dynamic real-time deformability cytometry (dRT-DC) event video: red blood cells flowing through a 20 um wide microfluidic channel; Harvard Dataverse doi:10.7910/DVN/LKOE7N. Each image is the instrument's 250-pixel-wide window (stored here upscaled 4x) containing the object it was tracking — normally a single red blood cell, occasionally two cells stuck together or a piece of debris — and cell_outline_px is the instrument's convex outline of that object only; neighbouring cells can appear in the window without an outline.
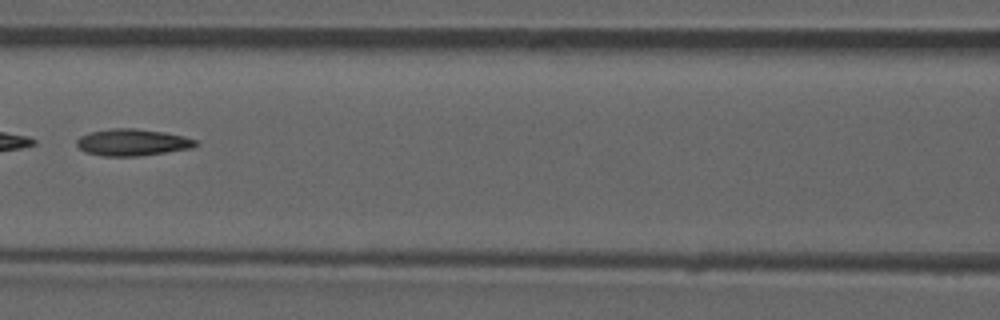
{"species": "common noctule bat (a hibernating species)", "species_latin": "Nyctalus noctula", "temperature_condition": "room temperature", "stored_images_in_passage": 6, "camera_frame_rate_fps": 3000, "um_per_image_px": 0.085, "animal": {"sex": "male", "forearm_length_mm": 52.5}, "frame": {"image": 1, "passage_image": 6, "time_ms": 6.0, "image_size_px": [1000, 320], "cell_outline_px": [[200, 144], [192, 148], [140, 156], [104, 156], [84, 152], [76, 144], [76, 140], [80, 136], [88, 132], [112, 128], [136, 128], [164, 132], [184, 136], [196, 140]], "centroid_in_image_um": [11.25, 12.1], "position_along_channel_um": 155.4, "area_um2": 18.73}}